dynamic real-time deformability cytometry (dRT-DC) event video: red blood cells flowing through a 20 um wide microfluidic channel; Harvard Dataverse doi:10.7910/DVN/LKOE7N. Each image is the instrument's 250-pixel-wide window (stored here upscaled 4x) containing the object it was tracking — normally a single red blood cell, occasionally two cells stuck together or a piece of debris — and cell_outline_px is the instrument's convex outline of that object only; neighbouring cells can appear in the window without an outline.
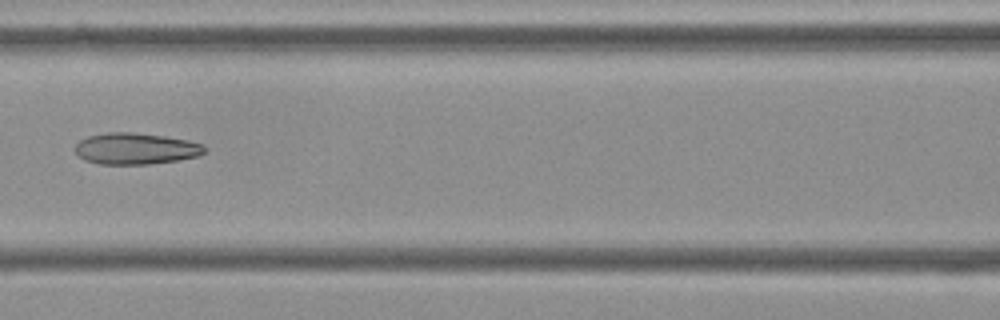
{"species": "Egyptian fruit bat (a non-hibernating species)", "species_latin": "Rousettus aegyptiacus", "temperature_condition": "cold", "stored_images_in_passage": 3, "camera_frame_rate_fps": 3000, "um_per_image_px": 0.085, "frame": {"image": 1, "passage_image": 3, "time_ms": 0.667, "image_size_px": [1000, 320], "cell_outline_px": [[204, 152], [196, 156], [176, 160], [148, 164], [100, 164], [84, 160], [72, 148], [80, 140], [88, 136], [108, 132], [136, 132], [164, 136], [188, 140], [204, 144]], "centroid_in_image_um": [11.49, 12.62], "position_along_channel_um": 155.1, "area_um2": 23.64}}